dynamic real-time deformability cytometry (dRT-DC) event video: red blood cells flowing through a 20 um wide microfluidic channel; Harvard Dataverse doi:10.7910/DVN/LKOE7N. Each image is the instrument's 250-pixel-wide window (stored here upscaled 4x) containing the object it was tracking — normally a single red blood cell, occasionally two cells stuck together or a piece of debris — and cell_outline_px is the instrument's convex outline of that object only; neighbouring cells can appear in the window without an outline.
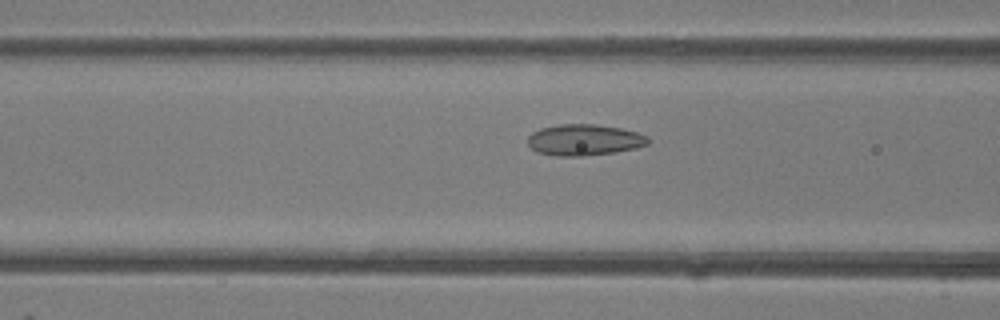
{"species": "common noctule bat (a hibernating species)", "species_latin": "Nyctalus noctula", "temperature_condition": "room temperature", "stored_images_in_passage": 50, "camera_frame_rate_fps": 3000, "um_per_image_px": 0.085, "animal": {"sex": "female"}, "frame": {"image": 1, "passage_image": 20, "time_ms": 6.333, "image_size_px": [1000, 320], "cell_outline_px": [[648, 144], [636, 148], [616, 152], [584, 156], [556, 156], [536, 152], [528, 144], [528, 136], [532, 132], [540, 128], [560, 124], [596, 124], [620, 128], [636, 132], [648, 136]], "centroid_in_image_um": [49.64, 11.89], "position_along_channel_um": 117.0, "area_um2": 21.96}}
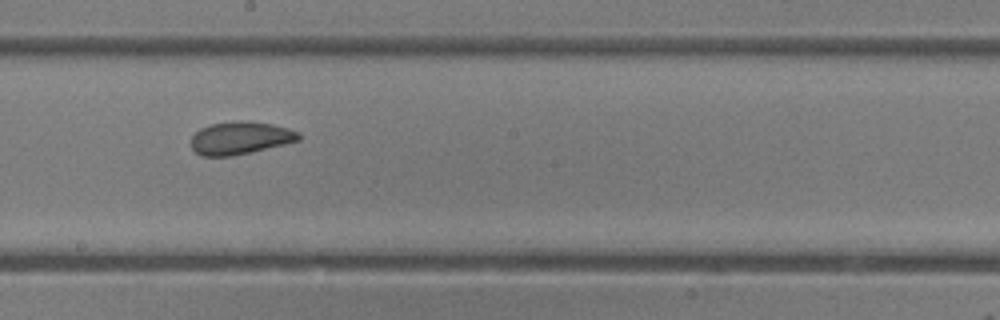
{"frame": {"image": 2, "passage_image": 28, "time_ms": 9.0, "image_size_px": [1000, 320], "cell_outline_px": [[300, 140], [252, 152], [232, 156], [200, 156], [192, 148], [192, 136], [200, 128], [212, 124], [240, 120], [252, 120], [272, 124], [288, 128], [300, 132]], "centroid_in_image_um": [20.44, 11.72], "position_along_channel_um": 227.8, "area_um2": 20.63}}
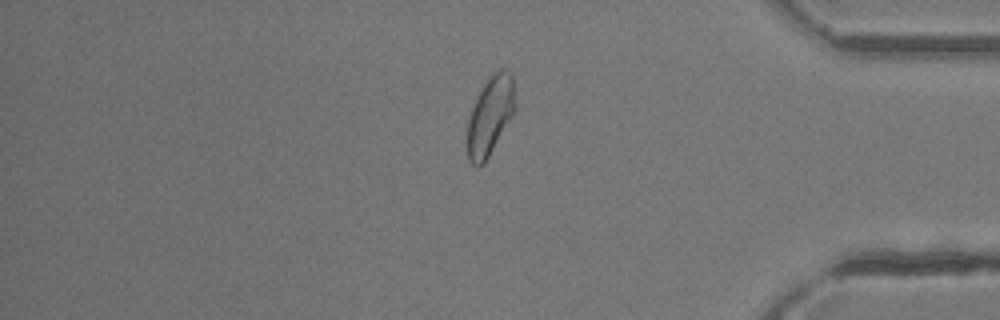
{"frame": {"image": 3, "passage_image": 42, "time_ms": 13.667, "image_size_px": [1000, 320], "cell_outline_px": [[516, 108], [512, 116], [484, 164], [476, 168], [468, 160], [468, 116], [484, 84], [492, 72], [500, 68], [504, 68], [512, 72], [516, 104]], "centroid_in_image_um": [41.69, 9.81], "position_along_channel_um": 393.5, "area_um2": 21.96}, "authors_computed_cell_mechanics": {"area_um2": 23.1778, "velocity_mm_per_s": 4.1629, "shape_relaxation_time_tau1_ms": 11.213, "shape_relaxation_time_tau2_ms": 1.1669, "deformation_change_tau1": 0.1751, "deformation_change_tau2": 0.0723}}